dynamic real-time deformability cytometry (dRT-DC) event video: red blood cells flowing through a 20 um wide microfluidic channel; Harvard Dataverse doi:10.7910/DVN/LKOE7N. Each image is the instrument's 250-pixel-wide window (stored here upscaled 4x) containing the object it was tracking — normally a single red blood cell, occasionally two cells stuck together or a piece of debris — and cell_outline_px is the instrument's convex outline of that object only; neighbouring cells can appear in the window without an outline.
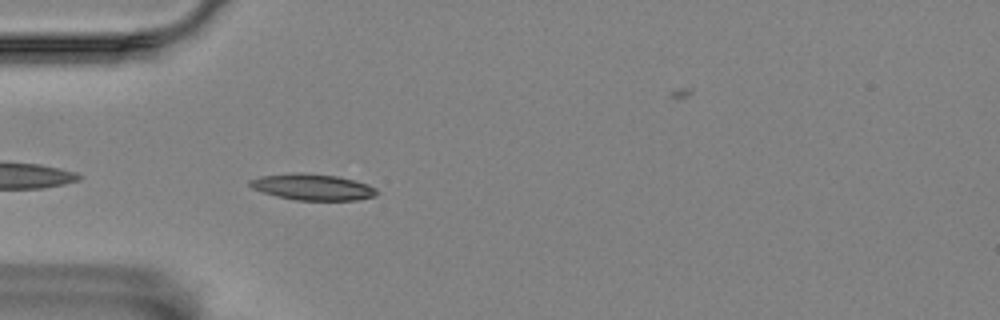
{"species": "Egyptian fruit bat (a non-hibernating species)", "species_latin": "Rousettus aegyptiacus", "temperature_condition": "room temperature", "stored_images_in_passage": 41, "camera_frame_rate_fps": 3000, "um_per_image_px": 0.085, "animal": {"sex": "female"}, "frame": {"image": 1, "passage_image": 3, "time_ms": 0.667, "image_size_px": [1000, 320], "cell_outline_px": [[380, 192], [376, 196], [356, 200], [296, 200], [276, 196], [252, 188], [248, 184], [248, 180], [260, 176], [292, 172], [304, 172], [336, 176], [368, 184], [376, 188]], "centroid_in_image_um": [26.56, 15.89], "position_along_channel_um": 58.4, "area_um2": 19.54}}
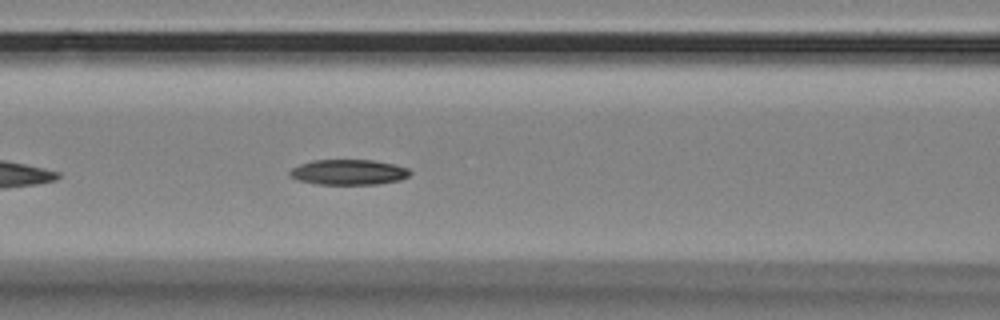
{"frame": {"image": 2, "passage_image": 10, "time_ms": 3.0, "image_size_px": [1000, 320], "cell_outline_px": [[412, 172], [408, 176], [400, 180], [376, 184], [316, 184], [296, 180], [288, 176], [288, 172], [292, 168], [300, 164], [312, 160], [372, 160], [392, 164], [408, 168]], "centroid_in_image_um": [29.58, 14.64], "position_along_channel_um": 137.0, "area_um2": 17.8}}
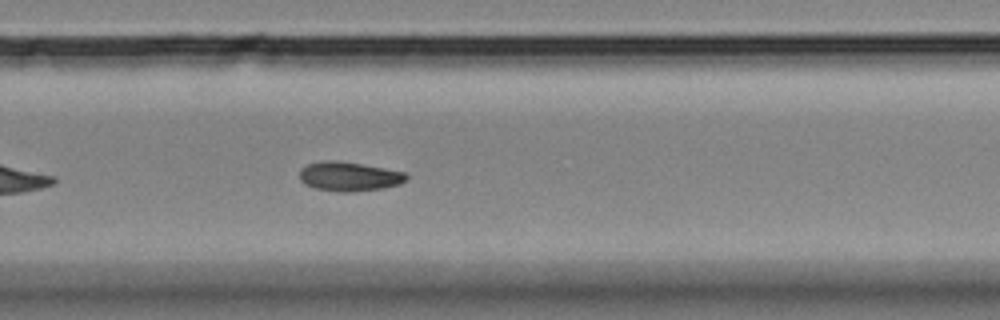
{"frame": {"image": 3, "passage_image": 24, "time_ms": 7.667, "image_size_px": [1000, 320], "cell_outline_px": [[408, 180], [400, 184], [384, 188], [352, 192], [336, 192], [316, 188], [304, 184], [300, 180], [300, 168], [308, 164], [324, 160], [336, 160], [384, 168], [404, 172], [408, 176]], "centroid_in_image_um": [29.67, 15.0], "position_along_channel_um": 300.1, "area_um2": 18.32}}